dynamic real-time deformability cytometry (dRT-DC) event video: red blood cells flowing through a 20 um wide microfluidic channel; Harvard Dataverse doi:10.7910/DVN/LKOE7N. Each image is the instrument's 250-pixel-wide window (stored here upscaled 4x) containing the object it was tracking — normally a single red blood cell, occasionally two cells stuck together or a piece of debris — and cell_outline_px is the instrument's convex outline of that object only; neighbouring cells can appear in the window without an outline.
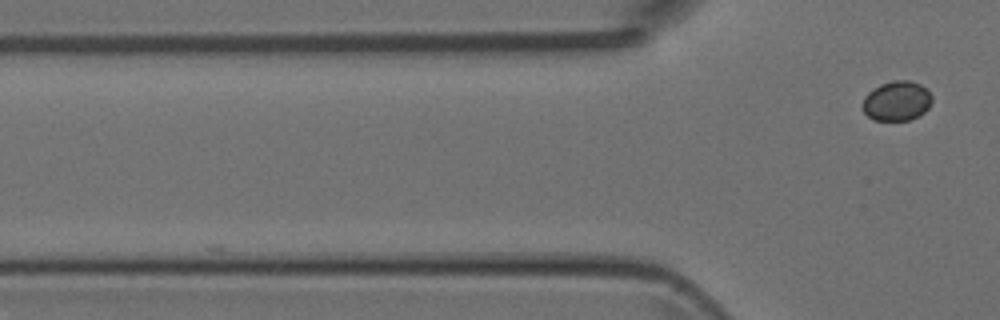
{"species": "Egyptian fruit bat (a non-hibernating species)", "species_latin": "Rousettus aegyptiacus", "temperature_condition": "room temperature", "stored_images_in_passage": 3, "segment_of_instrument_passage": [2, 2], "camera_frame_rate_fps": 3000, "um_per_image_px": 0.085, "animal": {"sex": "female"}, "frame": {"image": 1, "passage_image": 3, "time_ms": 2.0, "image_size_px": [1000, 320], "cell_outline_px": [[932, 100], [928, 108], [920, 116], [908, 120], [876, 120], [868, 116], [860, 108], [860, 104], [864, 96], [868, 92], [880, 84], [892, 80], [908, 80], [920, 84], [928, 88], [932, 96]], "centroid_in_image_um": [76.21, 8.57], "position_along_channel_um": 49.6, "area_um2": 16.42}}